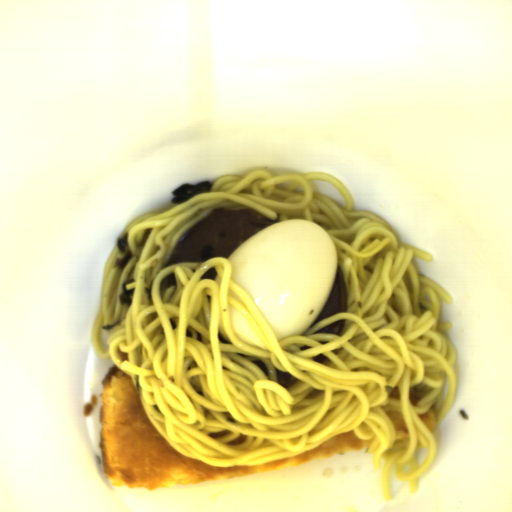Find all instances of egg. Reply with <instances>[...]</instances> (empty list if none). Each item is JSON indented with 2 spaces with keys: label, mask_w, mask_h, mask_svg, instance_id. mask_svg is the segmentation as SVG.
<instances>
[{
  "label": "egg",
  "mask_w": 512,
  "mask_h": 512,
  "mask_svg": "<svg viewBox=\"0 0 512 512\" xmlns=\"http://www.w3.org/2000/svg\"><path fill=\"white\" fill-rule=\"evenodd\" d=\"M227 312L231 330L236 340L249 346L263 350L267 349L241 311L228 303Z\"/></svg>",
  "instance_id": "egg-2"
},
{
  "label": "egg",
  "mask_w": 512,
  "mask_h": 512,
  "mask_svg": "<svg viewBox=\"0 0 512 512\" xmlns=\"http://www.w3.org/2000/svg\"><path fill=\"white\" fill-rule=\"evenodd\" d=\"M231 282L244 290L276 340L300 336L326 307L338 251L323 226L293 218L254 234L229 256Z\"/></svg>",
  "instance_id": "egg-1"
}]
</instances>
